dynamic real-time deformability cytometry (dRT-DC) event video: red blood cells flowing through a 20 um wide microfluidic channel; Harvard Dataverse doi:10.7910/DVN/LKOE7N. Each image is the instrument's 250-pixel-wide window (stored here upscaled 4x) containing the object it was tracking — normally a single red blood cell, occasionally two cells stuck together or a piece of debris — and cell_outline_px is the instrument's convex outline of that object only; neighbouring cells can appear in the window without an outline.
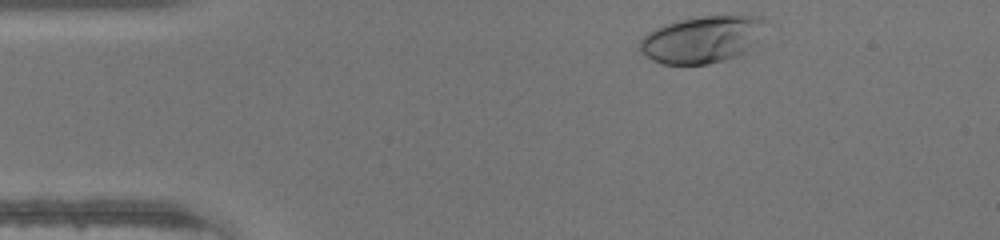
{"species": "human", "species_latin": "Homo sapiens", "temperature_condition": "warm", "stored_images_in_passage": 32, "camera_frame_rate_fps": 3000, "um_per_image_px": 0.085, "donor": {"sex": "male"}, "frame": {"image": 1, "passage_image": 1, "time_ms": 0.0, "image_size_px": [1000, 240], "cell_outline_px": [[764, 20], [744, 52], [736, 56], [724, 60], [708, 64], [664, 64], [652, 60], [640, 52], [636, 48], [640, 40], [648, 32], [656, 28], [680, 20], [700, 16], [760, 16]], "centroid_in_image_um": [59.51, 3.37], "position_along_channel_um": 25.5, "area_um2": 33.23}}
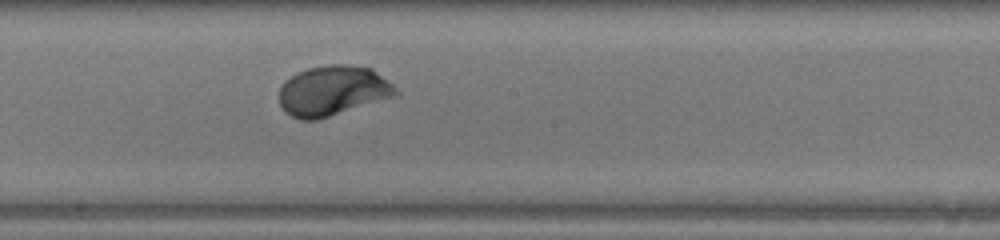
{"frame": {"image": 2, "passage_image": 19, "time_ms": 6.0, "image_size_px": [1000, 240], "cell_outline_px": [[400, 92], [396, 96], [316, 120], [300, 120], [284, 112], [280, 104], [280, 88], [284, 80], [296, 72], [308, 68], [328, 64], [348, 64], [372, 68], [392, 84]], "centroid_in_image_um": [28.27, 7.7], "position_along_channel_um": 219.9, "area_um2": 34.16}}
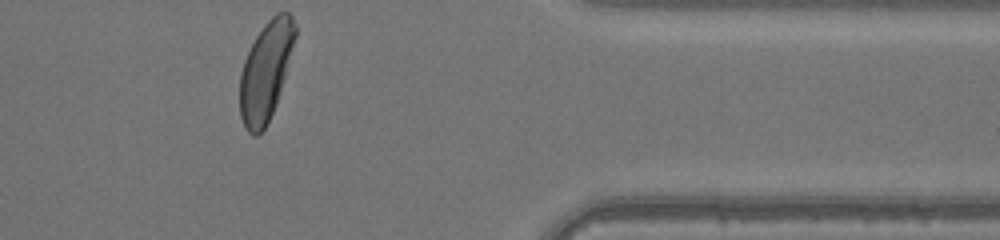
{"frame": {"image": 3, "passage_image": 32, "time_ms": 10.333, "image_size_px": [1000, 240], "cell_outline_px": [[296, 36], [276, 104], [264, 128], [256, 136], [252, 136], [248, 132], [240, 116], [240, 72], [244, 60], [256, 36], [264, 24], [276, 12], [288, 12], [292, 16], [296, 28]], "centroid_in_image_um": [22.58, 6.02], "position_along_channel_um": 388.8, "area_um2": 31.33}}